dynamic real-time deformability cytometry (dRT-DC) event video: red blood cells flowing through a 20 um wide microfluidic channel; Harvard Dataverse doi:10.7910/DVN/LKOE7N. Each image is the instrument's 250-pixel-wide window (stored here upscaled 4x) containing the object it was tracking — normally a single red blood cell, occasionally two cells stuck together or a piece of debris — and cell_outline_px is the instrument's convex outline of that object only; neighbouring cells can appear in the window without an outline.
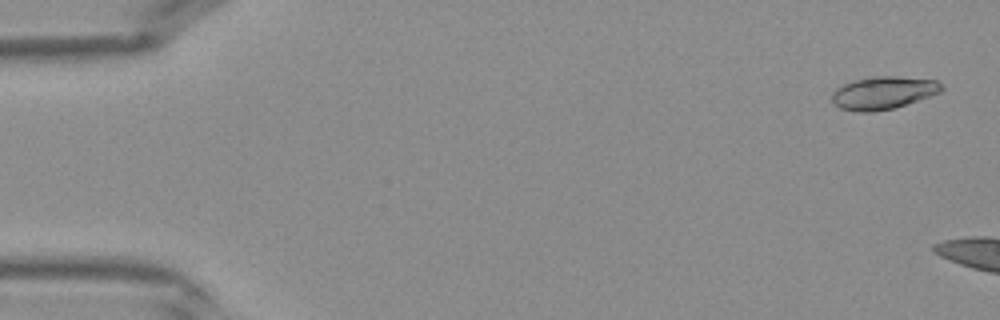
{"species": "Egyptian fruit bat (a non-hibernating species)", "species_latin": "Rousettus aegyptiacus", "temperature_condition": "warm", "stored_images_in_passage": 6, "camera_frame_rate_fps": 3000, "um_per_image_px": 0.085, "frame": {"image": 1, "passage_image": 2, "time_ms": 0.333, "image_size_px": [1000, 320], "cell_outline_px": [[944, 88], [940, 92], [892, 108], [872, 112], [856, 112], [840, 108], [832, 100], [832, 92], [836, 88], [852, 80], [872, 76], [900, 76], [936, 80], [944, 84]], "centroid_in_image_um": [75.06, 7.87], "position_along_channel_um": 9.9, "area_um2": 20.87}}